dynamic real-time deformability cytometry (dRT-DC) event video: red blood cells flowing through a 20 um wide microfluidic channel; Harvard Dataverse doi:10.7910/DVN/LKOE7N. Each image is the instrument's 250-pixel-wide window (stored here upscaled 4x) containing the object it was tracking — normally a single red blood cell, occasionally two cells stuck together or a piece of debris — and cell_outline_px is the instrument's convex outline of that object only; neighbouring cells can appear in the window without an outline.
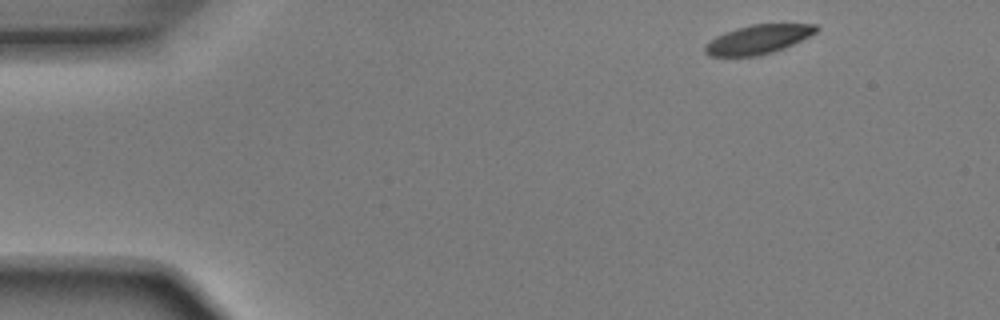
{"species": "Egyptian fruit bat (a non-hibernating species)", "species_latin": "Rousettus aegyptiacus", "temperature_condition": "room temperature", "stored_images_in_passage": 6, "camera_frame_rate_fps": 3000, "um_per_image_px": 0.085, "animal": {"sex": "male"}, "frame": {"image": 1, "passage_image": 1, "time_ms": 0.0, "image_size_px": [1000, 320], "cell_outline_px": [[820, 28], [816, 32], [784, 48], [760, 56], [708, 56], [704, 52], [704, 44], [716, 36], [724, 32], [736, 28], [752, 24], [816, 24]], "centroid_in_image_um": [64.39, 3.35], "position_along_channel_um": 20.6, "area_um2": 18.84}}
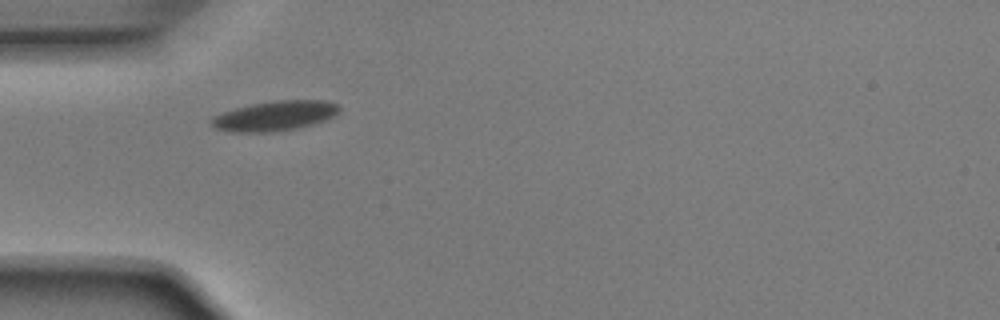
{"frame": {"image": 2, "passage_image": 4, "time_ms": 1.0, "image_size_px": [1000, 320], "cell_outline_px": [[340, 108], [332, 116], [324, 120], [312, 124], [296, 128], [272, 132], [232, 132], [216, 128], [208, 124], [208, 120], [212, 116], [236, 108], [252, 104], [272, 100], [324, 100], [336, 104]], "centroid_in_image_um": [23.28, 9.85], "position_along_channel_um": 61.7, "area_um2": 22.14}}
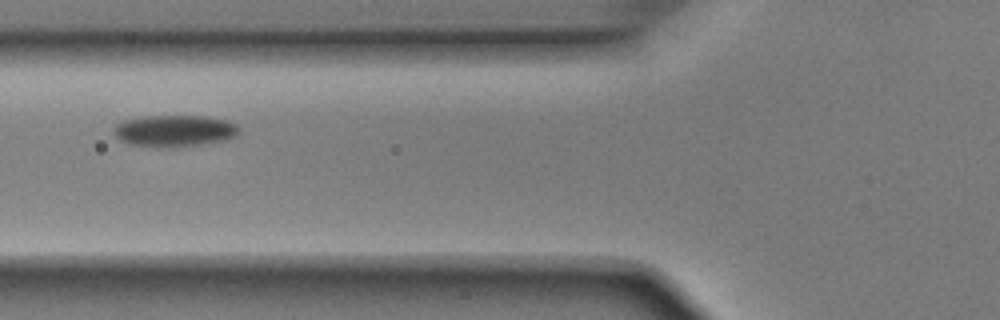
{"frame": {"image": 3, "passage_image": 5, "time_ms": 1.333, "image_size_px": [1000, 320], "cell_outline_px": [[240, 132], [236, 136], [220, 140], [200, 144], [128, 144], [120, 140], [116, 136], [116, 124], [124, 120], [144, 116], [204, 116], [228, 120], [236, 124], [240, 128]], "centroid_in_image_um": [14.89, 11.05], "position_along_channel_um": 110.9, "area_um2": 21.91}}